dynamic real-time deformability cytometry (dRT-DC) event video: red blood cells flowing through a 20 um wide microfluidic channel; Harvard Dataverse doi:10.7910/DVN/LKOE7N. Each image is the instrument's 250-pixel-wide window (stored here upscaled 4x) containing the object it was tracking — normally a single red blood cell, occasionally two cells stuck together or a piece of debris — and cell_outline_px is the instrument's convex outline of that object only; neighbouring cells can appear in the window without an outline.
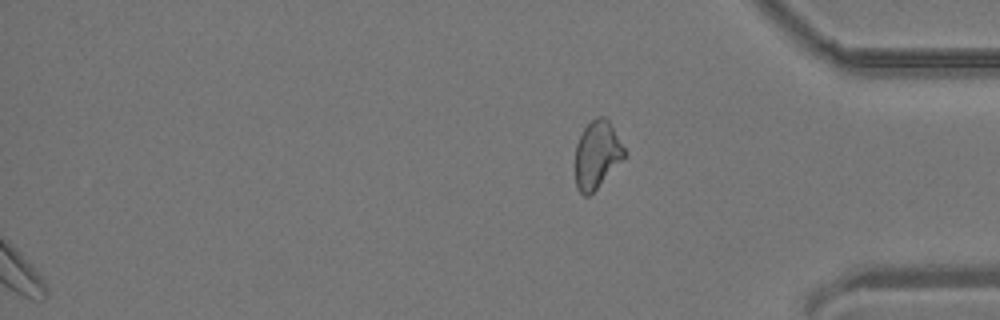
{"species": "common noctule bat (a hibernating species)", "species_latin": "Nyctalus noctula", "temperature_condition": "room temperature", "stored_images_in_passage": 40, "segment_of_instrument_passage": [2, 2], "camera_frame_rate_fps": 3000, "um_per_image_px": 0.085, "animal": {"sex": "male", "body_mass_g": 19.2, "forearm_length_mm": 51.8}, "frame": {"image": 1, "passage_image": 40, "time_ms": 13.0, "image_size_px": [1000, 320], "cell_outline_px": [[624, 156], [596, 188], [588, 196], [584, 196], [576, 188], [576, 144], [584, 128], [596, 116], [604, 116], [608, 120], [624, 148]], "centroid_in_image_um": [50.7, 13.13], "position_along_channel_um": 384.5, "area_um2": 18.61}}